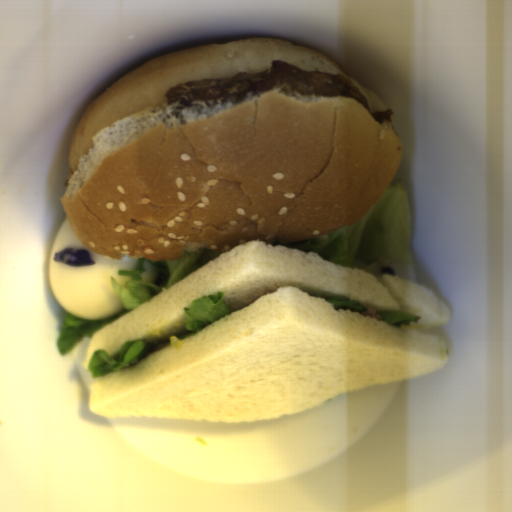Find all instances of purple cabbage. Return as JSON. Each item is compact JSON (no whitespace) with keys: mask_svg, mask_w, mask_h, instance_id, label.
<instances>
[{"mask_svg":"<svg viewBox=\"0 0 512 512\" xmlns=\"http://www.w3.org/2000/svg\"><path fill=\"white\" fill-rule=\"evenodd\" d=\"M52 259L56 263L70 267L92 266L96 263L90 256L88 250L67 246L61 251L55 252Z\"/></svg>","mask_w":512,"mask_h":512,"instance_id":"1","label":"purple cabbage"}]
</instances>
